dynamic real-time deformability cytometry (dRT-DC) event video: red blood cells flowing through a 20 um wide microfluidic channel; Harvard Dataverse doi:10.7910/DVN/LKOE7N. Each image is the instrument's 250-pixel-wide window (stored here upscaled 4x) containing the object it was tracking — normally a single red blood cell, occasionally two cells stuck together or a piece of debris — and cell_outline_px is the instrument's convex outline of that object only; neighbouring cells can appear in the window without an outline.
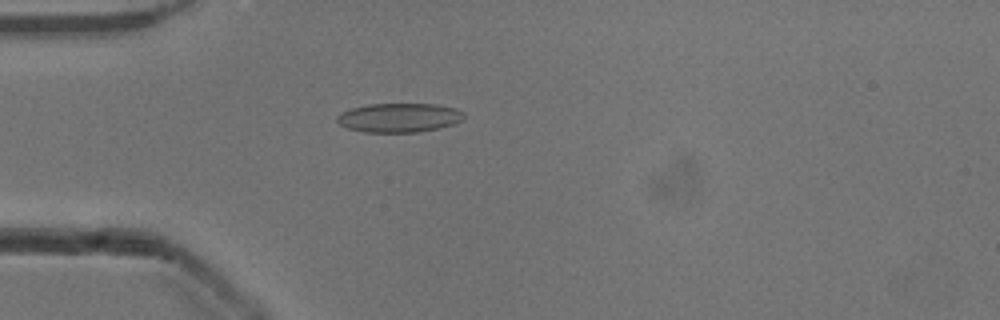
{"species": "common noctule bat (a hibernating species)", "species_latin": "Nyctalus noctula", "temperature_condition": "cold", "stored_images_in_passage": 37, "camera_frame_rate_fps": 3000, "um_per_image_px": 0.085, "animal": {"sex": "male", "body_mass_g": 13.3}, "frame": {"image": 1, "passage_image": 15, "time_ms": 4.667, "image_size_px": [1000, 320], "cell_outline_px": [[464, 116], [460, 120], [452, 124], [440, 128], [416, 132], [364, 132], [348, 128], [340, 124], [336, 120], [336, 116], [340, 112], [352, 108], [368, 104], [436, 104], [456, 108], [464, 112]], "centroid_in_image_um": [33.91, 10.0], "position_along_channel_um": 51.1, "area_um2": 21.5}}
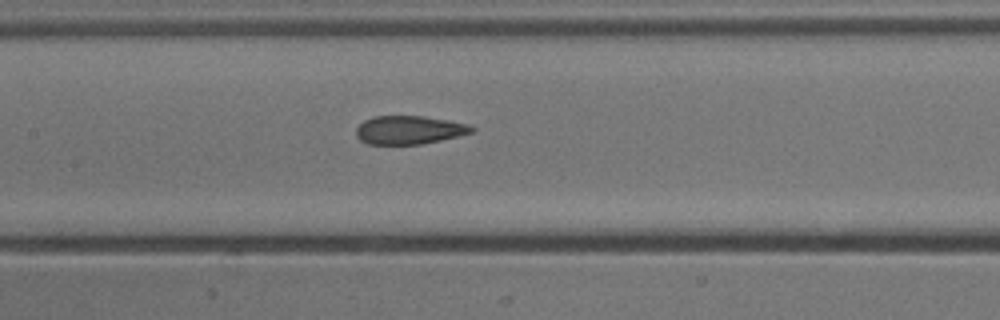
{"frame": {"image": 2, "passage_image": 25, "time_ms": 8.0, "image_size_px": [1000, 320], "cell_outline_px": [[476, 128], [472, 132], [460, 136], [420, 144], [368, 144], [360, 140], [356, 136], [356, 128], [364, 120], [372, 116], [424, 116], [472, 124]], "centroid_in_image_um": [34.8, 11.04], "position_along_channel_um": 172.6, "area_um2": 19.31}}
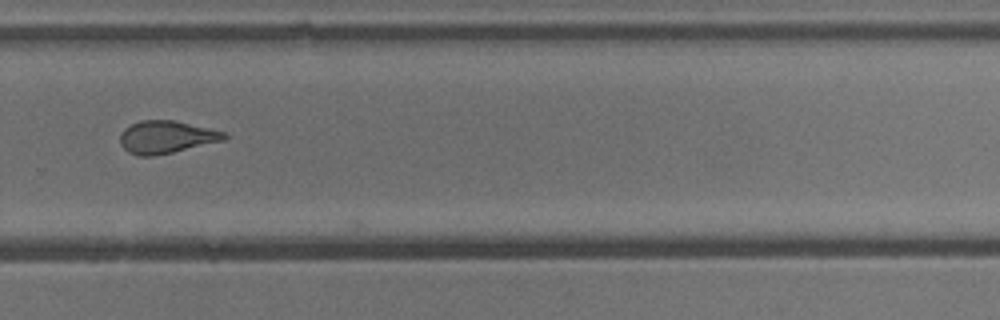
{"frame": {"image": 3, "passage_image": 36, "time_ms": 11.667, "image_size_px": [1000, 320], "cell_outline_px": [[228, 136], [224, 140], [172, 152], [152, 156], [140, 156], [128, 152], [120, 144], [120, 132], [124, 128], [140, 120], [172, 120], [208, 128], [224, 132]], "centroid_in_image_um": [14.09, 11.65], "position_along_channel_um": 315.7, "area_um2": 19.54}}